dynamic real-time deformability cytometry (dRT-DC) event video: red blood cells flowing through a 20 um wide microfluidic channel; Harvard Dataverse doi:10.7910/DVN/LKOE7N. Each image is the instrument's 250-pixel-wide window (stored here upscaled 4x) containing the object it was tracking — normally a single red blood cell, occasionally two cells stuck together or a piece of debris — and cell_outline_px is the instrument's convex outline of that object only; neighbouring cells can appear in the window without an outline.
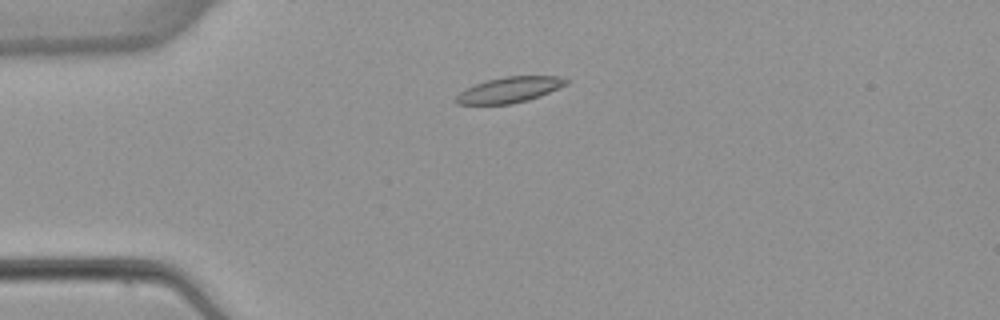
{"species": "common noctule bat (a hibernating species)", "species_latin": "Nyctalus noctula", "temperature_condition": "warm", "stored_images_in_passage": 4, "camera_frame_rate_fps": 3000, "um_per_image_px": 0.085, "animal": {"sex": "female", "body_mass_g": 22.7, "forearm_length_mm": 54.2}, "frame": {"image": 1, "passage_image": 3, "time_ms": 2.667, "image_size_px": [1000, 320], "cell_outline_px": [[568, 84], [540, 96], [528, 100], [512, 104], [456, 104], [452, 100], [464, 88], [488, 80], [504, 76], [556, 76], [568, 80]], "centroid_in_image_um": [43.27, 7.64], "position_along_channel_um": 41.7, "area_um2": 16.47}}